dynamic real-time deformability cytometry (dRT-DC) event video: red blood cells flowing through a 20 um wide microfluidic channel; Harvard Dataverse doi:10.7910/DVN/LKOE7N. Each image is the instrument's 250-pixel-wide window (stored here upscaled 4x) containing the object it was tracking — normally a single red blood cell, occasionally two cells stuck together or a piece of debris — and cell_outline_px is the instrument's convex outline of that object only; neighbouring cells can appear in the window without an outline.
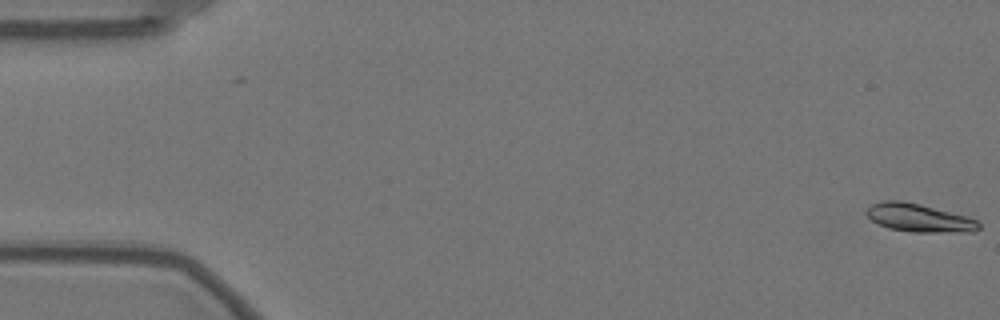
{"species": "Egyptian fruit bat (a non-hibernating species)", "species_latin": "Rousettus aegyptiacus", "temperature_condition": "warm", "stored_images_in_passage": 14, "camera_frame_rate_fps": 3000, "um_per_image_px": 0.085, "animal": {"sex": "female"}, "frame": {"image": 1, "passage_image": 1, "time_ms": 0.0, "image_size_px": [1000, 320], "cell_outline_px": [[980, 228], [972, 232], [912, 232], [888, 228], [872, 220], [864, 212], [872, 204], [880, 200], [900, 200], [920, 204], [968, 216], [976, 220], [980, 224]], "centroid_in_image_um": [78.12, 18.51], "position_along_channel_um": 6.9, "area_um2": 18.5}}
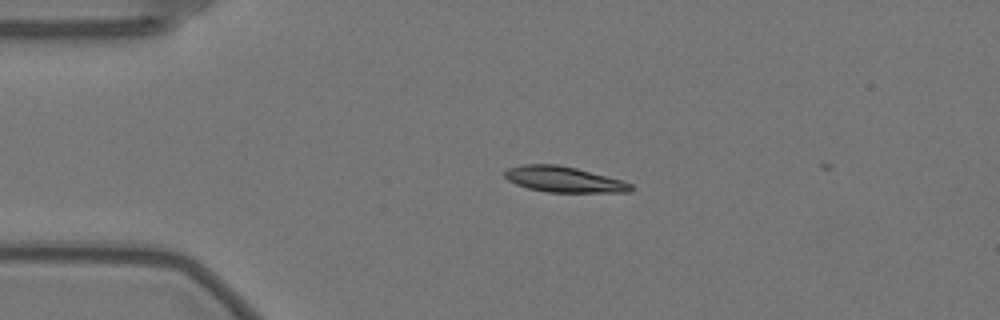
{"frame": {"image": 2, "passage_image": 13, "time_ms": 4.0, "image_size_px": [1000, 320], "cell_outline_px": [[632, 188], [628, 192], [548, 192], [528, 188], [516, 184], [508, 180], [504, 176], [504, 172], [508, 168], [520, 164], [556, 164], [576, 168], [624, 180], [632, 184]], "centroid_in_image_um": [47.91, 15.24], "position_along_channel_um": 37.1, "area_um2": 18.9}}